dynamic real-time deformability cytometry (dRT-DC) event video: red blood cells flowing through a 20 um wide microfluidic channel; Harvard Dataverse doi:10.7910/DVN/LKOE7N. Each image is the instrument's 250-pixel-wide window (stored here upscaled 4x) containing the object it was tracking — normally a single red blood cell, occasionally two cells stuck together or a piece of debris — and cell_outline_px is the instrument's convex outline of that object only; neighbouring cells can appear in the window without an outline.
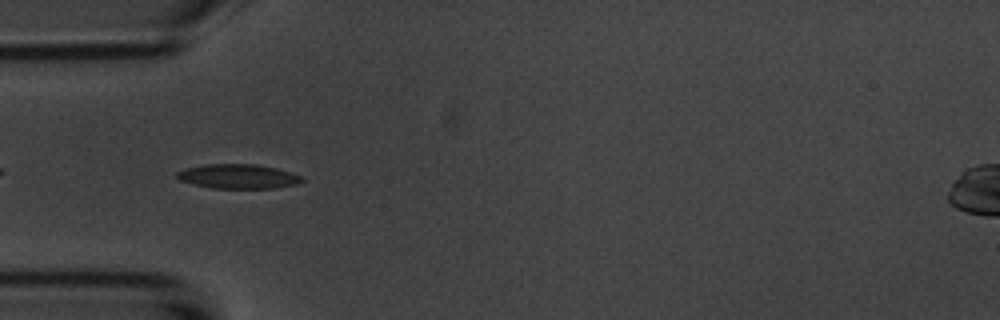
{"species": "common noctule bat (a hibernating species)", "species_latin": "Nyctalus noctula", "temperature_condition": "room temperature", "stored_images_in_passage": 6, "camera_frame_rate_fps": 3000, "um_per_image_px": 0.085, "animal": {"sex": "male", "body_mass_g": 20.1, "forearm_length_mm": 53.5}, "frame": {"image": 1, "passage_image": 5, "time_ms": 4.667, "image_size_px": [1000, 320], "cell_outline_px": [[304, 180], [296, 184], [276, 188], [212, 188], [180, 180], [176, 176], [176, 172], [188, 168], [204, 164], [256, 164], [276, 168], [304, 176]], "centroid_in_image_um": [20.29, 14.99], "position_along_channel_um": 64.7, "area_um2": 17.69}}